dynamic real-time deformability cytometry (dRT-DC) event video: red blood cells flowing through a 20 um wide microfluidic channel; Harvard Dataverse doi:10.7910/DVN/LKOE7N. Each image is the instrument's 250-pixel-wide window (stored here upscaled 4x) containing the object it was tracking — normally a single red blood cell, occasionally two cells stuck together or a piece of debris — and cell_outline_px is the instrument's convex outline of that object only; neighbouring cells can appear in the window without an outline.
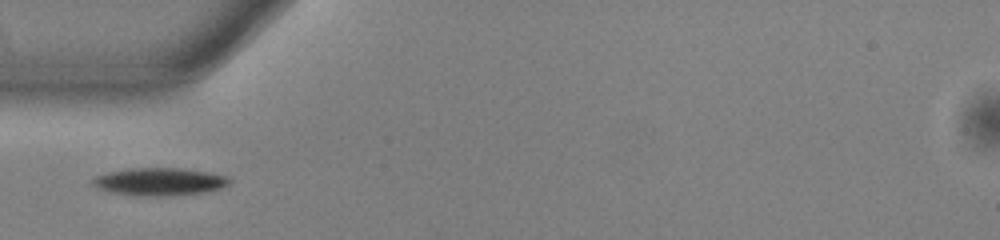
{"species": "common noctule bat (a hibernating species)", "species_latin": "Nyctalus noctula", "temperature_condition": "warm", "stored_images_in_passage": 36, "camera_frame_rate_fps": 3000, "um_per_image_px": 0.085, "animal": {"sex": "male", "body_mass_g": 13.0, "forearm_length_mm": 53.1}, "frame": {"image": 1, "passage_image": 1, "time_ms": 0.0, "image_size_px": [1000, 240], "cell_outline_px": [[232, 180], [228, 184], [220, 188], [204, 192], [156, 196], [140, 196], [112, 192], [96, 188], [92, 184], [92, 180], [96, 176], [108, 172], [132, 168], [180, 168], [208, 172], [224, 176]], "centroid_in_image_um": [13.52, 15.43], "position_along_channel_um": 71.5, "area_um2": 21.73}}
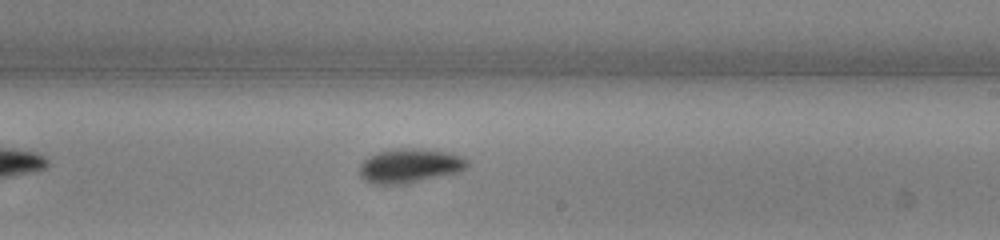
{"frame": {"image": 2, "passage_image": 15, "time_ms": 4.667, "image_size_px": [1000, 240], "cell_outline_px": [[468, 164], [464, 172], [404, 184], [372, 184], [364, 180], [360, 176], [360, 164], [368, 156], [380, 152], [396, 148], [416, 148], [448, 152], [464, 156], [468, 160]], "centroid_in_image_um": [34.88, 14.09], "position_along_channel_um": 254.1, "area_um2": 21.85}}
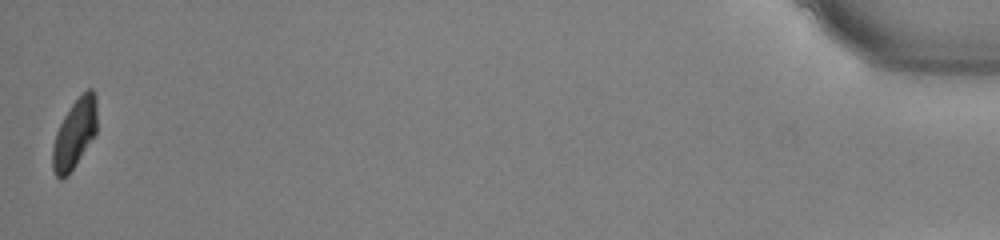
{"frame": {"image": 3, "passage_image": 36, "time_ms": 11.667, "image_size_px": [1000, 240], "cell_outline_px": [[96, 132], [76, 164], [68, 176], [60, 180], [52, 172], [52, 144], [56, 132], [64, 116], [80, 92], [88, 88], [92, 88], [96, 96]], "centroid_in_image_um": [6.32, 11.36], "position_along_channel_um": 428.9, "area_um2": 18.09}}